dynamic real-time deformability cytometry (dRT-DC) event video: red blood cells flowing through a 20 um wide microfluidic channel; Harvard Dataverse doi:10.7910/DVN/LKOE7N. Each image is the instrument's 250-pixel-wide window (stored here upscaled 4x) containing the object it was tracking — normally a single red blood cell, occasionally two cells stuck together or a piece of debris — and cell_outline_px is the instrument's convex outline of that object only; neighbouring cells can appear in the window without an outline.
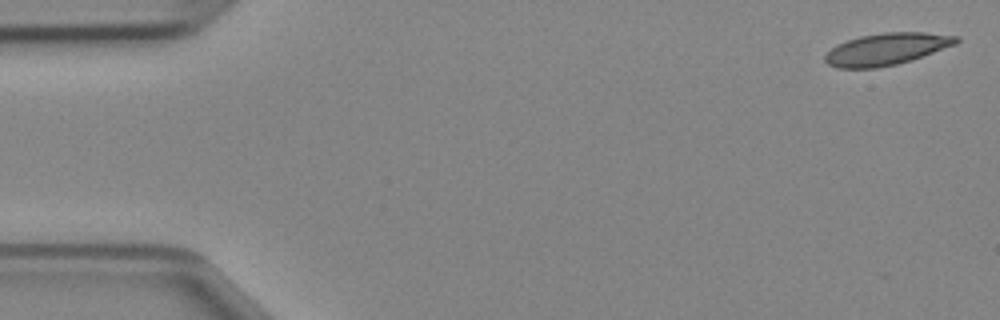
{"species": "Egyptian fruit bat (a non-hibernating species)", "species_latin": "Rousettus aegyptiacus", "temperature_condition": "cold", "stored_images_in_passage": 46, "camera_frame_rate_fps": 3000, "um_per_image_px": 0.085, "animal": {"sex": "female"}, "frame": {"image": 1, "passage_image": 1, "time_ms": 0.0, "image_size_px": [1000, 320], "cell_outline_px": [[960, 40], [956, 44], [912, 60], [896, 64], [876, 68], [836, 68], [828, 64], [824, 60], [824, 56], [836, 44], [860, 36], [884, 32], [924, 32], [960, 36]], "centroid_in_image_um": [75.37, 4.17], "position_along_channel_um": 9.6, "area_um2": 24.45}}
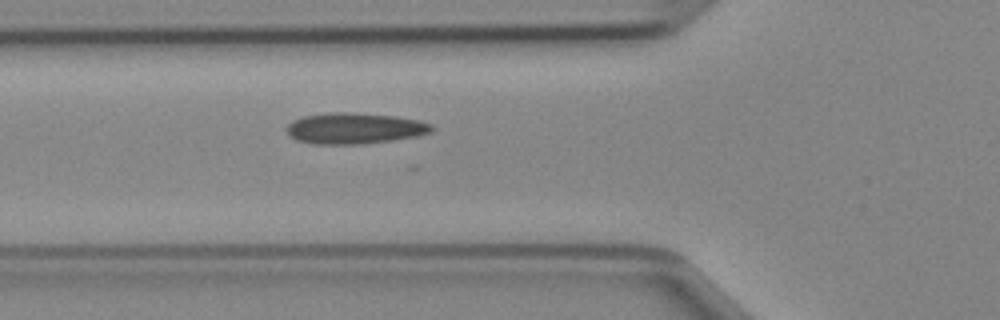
{"frame": {"image": 2, "passage_image": 16, "time_ms": 5.0, "image_size_px": [1000, 320], "cell_outline_px": [[436, 128], [432, 132], [416, 136], [392, 140], [364, 144], [312, 144], [296, 140], [288, 136], [284, 128], [292, 120], [304, 116], [328, 112], [344, 112], [396, 116], [420, 120], [432, 124]], "centroid_in_image_um": [30.12, 10.91], "position_along_channel_um": 95.7, "area_um2": 26.59}}
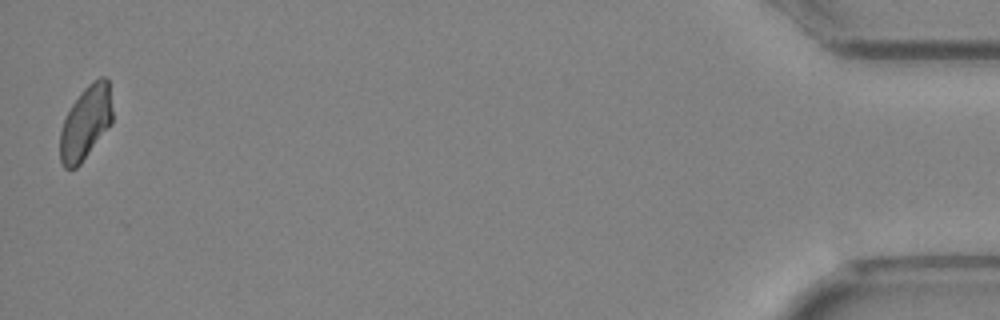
{"frame": {"image": 3, "passage_image": 46, "time_ms": 15.0, "image_size_px": [1000, 320], "cell_outline_px": [[112, 124], [80, 164], [76, 168], [64, 168], [60, 160], [60, 132], [64, 120], [72, 104], [80, 92], [92, 80], [100, 76], [104, 76], [108, 80], [112, 112]], "centroid_in_image_um": [7.29, 10.42], "position_along_channel_um": 427.9, "area_um2": 22.43}}